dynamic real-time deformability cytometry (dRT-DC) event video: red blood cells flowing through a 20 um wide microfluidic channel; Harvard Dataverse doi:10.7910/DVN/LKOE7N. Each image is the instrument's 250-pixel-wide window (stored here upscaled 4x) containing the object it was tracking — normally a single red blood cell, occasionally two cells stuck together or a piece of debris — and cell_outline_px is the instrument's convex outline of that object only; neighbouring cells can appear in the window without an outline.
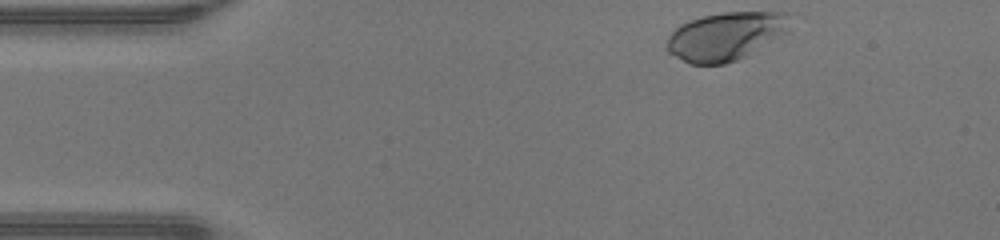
{"species": "human", "species_latin": "Homo sapiens", "temperature_condition": "warm", "stored_images_in_passage": 34, "camera_frame_rate_fps": 3000, "um_per_image_px": 0.085, "donor": {"sex": "male"}, "frame": {"image": 1, "passage_image": 1, "time_ms": 0.0, "image_size_px": [1000, 240], "cell_outline_px": [[788, 32], [744, 56], [736, 60], [724, 64], [692, 64], [668, 52], [668, 36], [680, 24], [688, 20], [704, 16], [724, 12], [788, 12]], "centroid_in_image_um": [61.68, 3.06], "position_along_channel_um": 23.3, "area_um2": 34.04}}
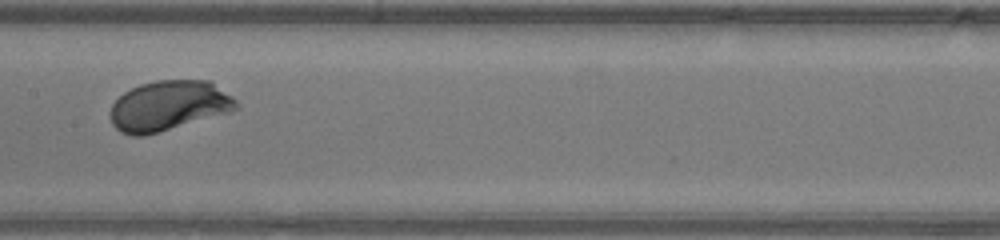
{"frame": {"image": 2, "passage_image": 18, "time_ms": 5.667, "image_size_px": [1000, 240], "cell_outline_px": [[240, 108], [232, 112], [144, 136], [132, 136], [120, 132], [112, 124], [112, 104], [124, 92], [140, 84], [156, 80], [212, 80], [232, 96], [240, 104]], "centroid_in_image_um": [14.4, 8.98], "position_along_channel_um": 193.0, "area_um2": 36.99}}
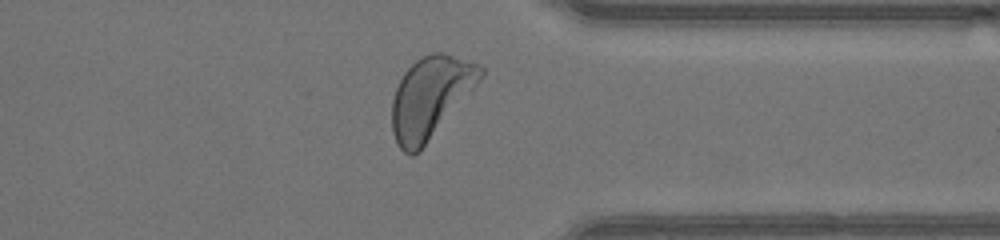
{"frame": {"image": 3, "passage_image": 31, "time_ms": 10.0, "image_size_px": [1000, 240], "cell_outline_px": [[484, 76], [420, 152], [412, 156], [408, 156], [396, 144], [392, 132], [392, 100], [396, 88], [404, 72], [416, 60], [432, 52], [440, 52], [480, 64], [484, 68]], "centroid_in_image_um": [36.57, 8.3], "position_along_channel_um": 374.8, "area_um2": 41.91}, "authors_computed_cell_mechanics": {"area_um2": 36.0672, "velocity_mm_per_s": 4.3433, "shape_relaxation_time_tau1_ms": 1.2993, "shape_relaxation_time_tau2_ms": null, "deformation_change_tau1": 0.1289, "deformation_change_tau2": null}}